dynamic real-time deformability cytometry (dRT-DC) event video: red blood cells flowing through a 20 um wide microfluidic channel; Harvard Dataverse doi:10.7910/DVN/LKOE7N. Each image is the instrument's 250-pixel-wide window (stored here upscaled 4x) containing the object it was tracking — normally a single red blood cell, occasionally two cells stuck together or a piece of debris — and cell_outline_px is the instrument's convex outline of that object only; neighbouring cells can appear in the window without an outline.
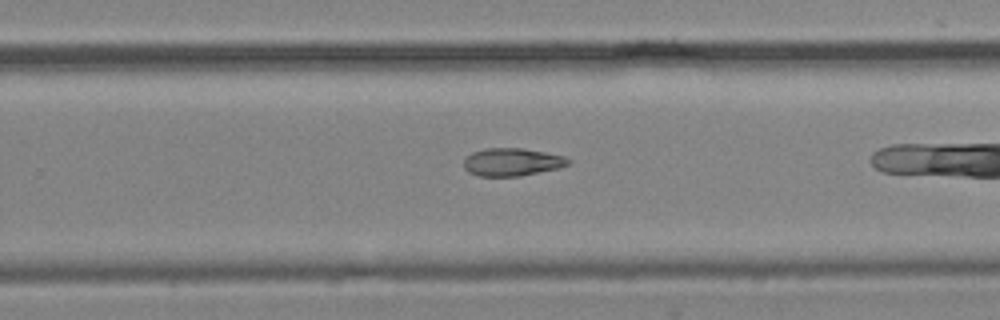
{"species": "common noctule bat (a hibernating species)", "species_latin": "Nyctalus noctula", "temperature_condition": "cold", "stored_images_in_passage": 22, "camera_frame_rate_fps": 3000, "um_per_image_px": 0.085, "animal": {"sex": "male", "body_mass_g": 19.2, "forearm_length_mm": 51.8}, "frame": {"image": 1, "passage_image": 16, "time_ms": 5.0, "image_size_px": [1000, 320], "cell_outline_px": [[572, 160], [568, 164], [556, 168], [520, 176], [480, 176], [468, 172], [464, 168], [464, 160], [472, 152], [484, 148], [520, 148], [544, 152], [564, 156]], "centroid_in_image_um": [43.49, 13.77], "position_along_channel_um": 286.3, "area_um2": 16.76}}